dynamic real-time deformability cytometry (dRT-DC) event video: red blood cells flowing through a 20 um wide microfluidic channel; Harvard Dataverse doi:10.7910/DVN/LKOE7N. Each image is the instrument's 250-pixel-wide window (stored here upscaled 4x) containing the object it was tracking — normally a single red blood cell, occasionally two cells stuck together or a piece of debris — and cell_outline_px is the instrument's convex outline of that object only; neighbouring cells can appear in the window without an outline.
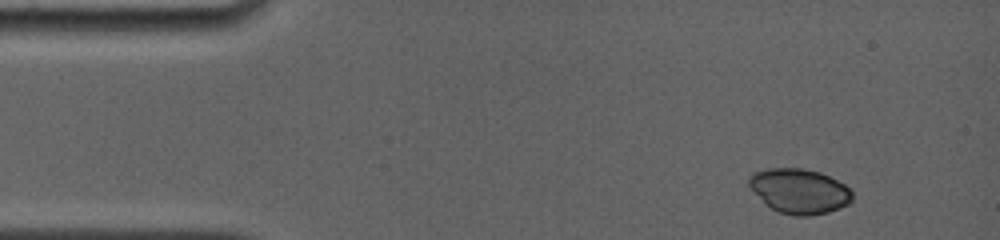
{"species": "common noctule bat (a hibernating species)", "species_latin": "Nyctalus noctula", "temperature_condition": "room temperature", "stored_images_in_passage": 28, "camera_frame_rate_fps": 4000, "um_per_image_px": 0.085, "animal": {"sex": "female", "body_mass_g": 19.0, "forearm_length_mm": 56.7}, "frame": {"image": 1, "passage_image": 1, "time_ms": 0.0, "image_size_px": [1000, 240], "cell_outline_px": [[852, 200], [848, 204], [840, 208], [828, 212], [808, 216], [796, 216], [780, 212], [764, 204], [748, 184], [748, 176], [752, 172], [768, 168], [804, 168], [820, 172], [844, 184], [852, 192]], "centroid_in_image_um": [67.92, 16.23], "position_along_channel_um": 17.1, "area_um2": 27.05}}
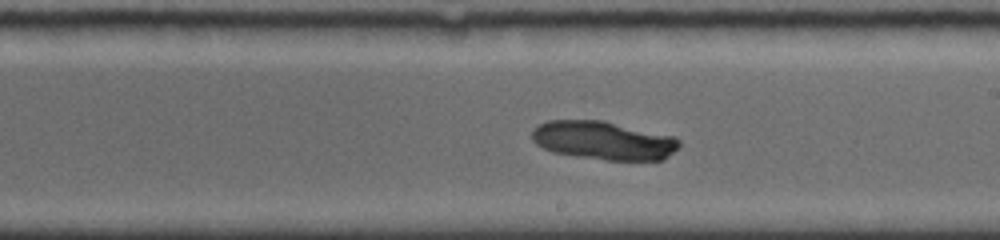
{"frame": {"image": 2, "passage_image": 16, "time_ms": 8.0, "image_size_px": [1000, 240], "cell_outline_px": [[680, 144], [664, 160], [604, 160], [576, 156], [552, 152], [536, 144], [532, 140], [532, 128], [548, 120], [604, 120], [676, 136], [680, 140]], "centroid_in_image_um": [51.3, 11.93], "position_along_channel_um": 237.7, "area_um2": 33.35}}
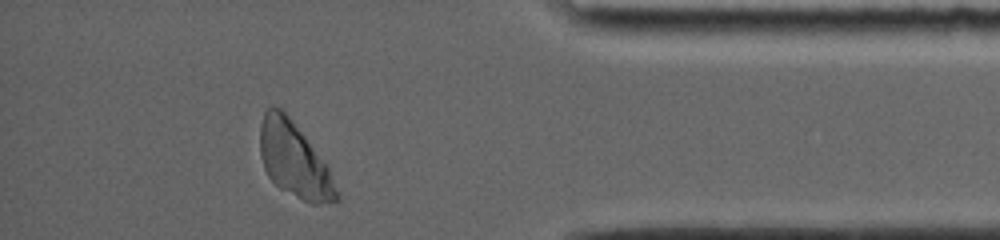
{"frame": {"image": 3, "passage_image": 27, "time_ms": 13.0, "image_size_px": [1000, 240], "cell_outline_px": [[340, 196], [336, 200], [320, 204], [312, 204], [280, 188], [268, 176], [264, 168], [260, 152], [260, 124], [264, 112], [272, 104], [280, 108], [292, 120], [328, 164], [340, 192]], "centroid_in_image_um": [25.04, 13.59], "position_along_channel_um": 410.2, "area_um2": 33.52}}